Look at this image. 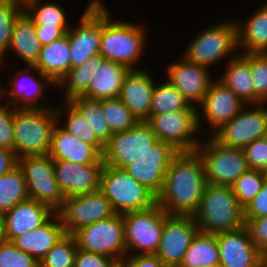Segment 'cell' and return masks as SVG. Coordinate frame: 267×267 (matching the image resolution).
I'll list each match as a JSON object with an SVG mask.
<instances>
[{
  "instance_id": "obj_1",
  "label": "cell",
  "mask_w": 267,
  "mask_h": 267,
  "mask_svg": "<svg viewBox=\"0 0 267 267\" xmlns=\"http://www.w3.org/2000/svg\"><path fill=\"white\" fill-rule=\"evenodd\" d=\"M205 185V169L199 154L179 152L168 166L157 204L168 215L193 216Z\"/></svg>"
},
{
  "instance_id": "obj_2",
  "label": "cell",
  "mask_w": 267,
  "mask_h": 267,
  "mask_svg": "<svg viewBox=\"0 0 267 267\" xmlns=\"http://www.w3.org/2000/svg\"><path fill=\"white\" fill-rule=\"evenodd\" d=\"M199 231L217 234L245 226L244 208L232 186L206 183L200 205L193 215Z\"/></svg>"
},
{
  "instance_id": "obj_3",
  "label": "cell",
  "mask_w": 267,
  "mask_h": 267,
  "mask_svg": "<svg viewBox=\"0 0 267 267\" xmlns=\"http://www.w3.org/2000/svg\"><path fill=\"white\" fill-rule=\"evenodd\" d=\"M43 107L14 109V152L18 158L49 154L52 131L61 113L60 110Z\"/></svg>"
},
{
  "instance_id": "obj_4",
  "label": "cell",
  "mask_w": 267,
  "mask_h": 267,
  "mask_svg": "<svg viewBox=\"0 0 267 267\" xmlns=\"http://www.w3.org/2000/svg\"><path fill=\"white\" fill-rule=\"evenodd\" d=\"M101 3L100 54L109 61L123 64L135 70V61L143 53L145 34L142 27L125 21L113 22Z\"/></svg>"
},
{
  "instance_id": "obj_5",
  "label": "cell",
  "mask_w": 267,
  "mask_h": 267,
  "mask_svg": "<svg viewBox=\"0 0 267 267\" xmlns=\"http://www.w3.org/2000/svg\"><path fill=\"white\" fill-rule=\"evenodd\" d=\"M100 191L110 201L116 214L145 210L157 204V196L150 189L125 170L109 165L102 168Z\"/></svg>"
},
{
  "instance_id": "obj_6",
  "label": "cell",
  "mask_w": 267,
  "mask_h": 267,
  "mask_svg": "<svg viewBox=\"0 0 267 267\" xmlns=\"http://www.w3.org/2000/svg\"><path fill=\"white\" fill-rule=\"evenodd\" d=\"M77 246L92 253L113 258L118 264L127 253L122 214L82 227L74 234ZM123 257V258H122Z\"/></svg>"
},
{
  "instance_id": "obj_7",
  "label": "cell",
  "mask_w": 267,
  "mask_h": 267,
  "mask_svg": "<svg viewBox=\"0 0 267 267\" xmlns=\"http://www.w3.org/2000/svg\"><path fill=\"white\" fill-rule=\"evenodd\" d=\"M18 166L24 174L29 199L37 200L55 212L62 205L64 194L57 184L54 160L49 154L21 156Z\"/></svg>"
},
{
  "instance_id": "obj_8",
  "label": "cell",
  "mask_w": 267,
  "mask_h": 267,
  "mask_svg": "<svg viewBox=\"0 0 267 267\" xmlns=\"http://www.w3.org/2000/svg\"><path fill=\"white\" fill-rule=\"evenodd\" d=\"M195 150L203 161L206 183L232 186L249 170L245 155L240 148L225 147L213 138Z\"/></svg>"
},
{
  "instance_id": "obj_9",
  "label": "cell",
  "mask_w": 267,
  "mask_h": 267,
  "mask_svg": "<svg viewBox=\"0 0 267 267\" xmlns=\"http://www.w3.org/2000/svg\"><path fill=\"white\" fill-rule=\"evenodd\" d=\"M158 141L149 123L138 121L126 131L113 133L105 144L103 163L124 170Z\"/></svg>"
},
{
  "instance_id": "obj_10",
  "label": "cell",
  "mask_w": 267,
  "mask_h": 267,
  "mask_svg": "<svg viewBox=\"0 0 267 267\" xmlns=\"http://www.w3.org/2000/svg\"><path fill=\"white\" fill-rule=\"evenodd\" d=\"M167 213L158 205L122 214L126 250L139 249L137 254H155L164 228Z\"/></svg>"
},
{
  "instance_id": "obj_11",
  "label": "cell",
  "mask_w": 267,
  "mask_h": 267,
  "mask_svg": "<svg viewBox=\"0 0 267 267\" xmlns=\"http://www.w3.org/2000/svg\"><path fill=\"white\" fill-rule=\"evenodd\" d=\"M198 113L197 110H178L150 115L147 122L159 141L170 144L178 152H194L200 145L192 138L195 132L201 130Z\"/></svg>"
},
{
  "instance_id": "obj_12",
  "label": "cell",
  "mask_w": 267,
  "mask_h": 267,
  "mask_svg": "<svg viewBox=\"0 0 267 267\" xmlns=\"http://www.w3.org/2000/svg\"><path fill=\"white\" fill-rule=\"evenodd\" d=\"M55 214L63 224L65 234L73 235L82 227L109 218L115 212L110 201L98 190L75 197L64 196Z\"/></svg>"
},
{
  "instance_id": "obj_13",
  "label": "cell",
  "mask_w": 267,
  "mask_h": 267,
  "mask_svg": "<svg viewBox=\"0 0 267 267\" xmlns=\"http://www.w3.org/2000/svg\"><path fill=\"white\" fill-rule=\"evenodd\" d=\"M236 22L222 23L205 29L190 43L183 57L192 63L210 67L238 49Z\"/></svg>"
},
{
  "instance_id": "obj_14",
  "label": "cell",
  "mask_w": 267,
  "mask_h": 267,
  "mask_svg": "<svg viewBox=\"0 0 267 267\" xmlns=\"http://www.w3.org/2000/svg\"><path fill=\"white\" fill-rule=\"evenodd\" d=\"M263 105L256 104L257 108L248 111L242 109L232 120L222 124L212 138L225 147L240 149L263 138L267 121V109L261 107Z\"/></svg>"
},
{
  "instance_id": "obj_15",
  "label": "cell",
  "mask_w": 267,
  "mask_h": 267,
  "mask_svg": "<svg viewBox=\"0 0 267 267\" xmlns=\"http://www.w3.org/2000/svg\"><path fill=\"white\" fill-rule=\"evenodd\" d=\"M70 42L71 68L100 54L101 1L93 0L84 11L76 30L67 32Z\"/></svg>"
},
{
  "instance_id": "obj_16",
  "label": "cell",
  "mask_w": 267,
  "mask_h": 267,
  "mask_svg": "<svg viewBox=\"0 0 267 267\" xmlns=\"http://www.w3.org/2000/svg\"><path fill=\"white\" fill-rule=\"evenodd\" d=\"M198 231L193 216L167 215L155 255L167 267H178Z\"/></svg>"
},
{
  "instance_id": "obj_17",
  "label": "cell",
  "mask_w": 267,
  "mask_h": 267,
  "mask_svg": "<svg viewBox=\"0 0 267 267\" xmlns=\"http://www.w3.org/2000/svg\"><path fill=\"white\" fill-rule=\"evenodd\" d=\"M170 144L158 141L124 170L158 196L172 159L178 154Z\"/></svg>"
},
{
  "instance_id": "obj_18",
  "label": "cell",
  "mask_w": 267,
  "mask_h": 267,
  "mask_svg": "<svg viewBox=\"0 0 267 267\" xmlns=\"http://www.w3.org/2000/svg\"><path fill=\"white\" fill-rule=\"evenodd\" d=\"M104 163L80 164L54 160V171L64 196L75 197L100 190V175Z\"/></svg>"
},
{
  "instance_id": "obj_19",
  "label": "cell",
  "mask_w": 267,
  "mask_h": 267,
  "mask_svg": "<svg viewBox=\"0 0 267 267\" xmlns=\"http://www.w3.org/2000/svg\"><path fill=\"white\" fill-rule=\"evenodd\" d=\"M216 236L221 267H256L263 256L253 244L246 225Z\"/></svg>"
},
{
  "instance_id": "obj_20",
  "label": "cell",
  "mask_w": 267,
  "mask_h": 267,
  "mask_svg": "<svg viewBox=\"0 0 267 267\" xmlns=\"http://www.w3.org/2000/svg\"><path fill=\"white\" fill-rule=\"evenodd\" d=\"M208 67L187 61L184 57L168 67V82L175 86L188 103L199 105L204 100L211 83Z\"/></svg>"
},
{
  "instance_id": "obj_21",
  "label": "cell",
  "mask_w": 267,
  "mask_h": 267,
  "mask_svg": "<svg viewBox=\"0 0 267 267\" xmlns=\"http://www.w3.org/2000/svg\"><path fill=\"white\" fill-rule=\"evenodd\" d=\"M155 84L144 70H130L122 82L119 99L138 121H147L151 115V102Z\"/></svg>"
},
{
  "instance_id": "obj_22",
  "label": "cell",
  "mask_w": 267,
  "mask_h": 267,
  "mask_svg": "<svg viewBox=\"0 0 267 267\" xmlns=\"http://www.w3.org/2000/svg\"><path fill=\"white\" fill-rule=\"evenodd\" d=\"M201 105L211 128L217 130L232 120L246 104L218 80L211 83Z\"/></svg>"
},
{
  "instance_id": "obj_23",
  "label": "cell",
  "mask_w": 267,
  "mask_h": 267,
  "mask_svg": "<svg viewBox=\"0 0 267 267\" xmlns=\"http://www.w3.org/2000/svg\"><path fill=\"white\" fill-rule=\"evenodd\" d=\"M55 212L37 200L28 199L17 203L12 209L2 214L9 241L45 224Z\"/></svg>"
},
{
  "instance_id": "obj_24",
  "label": "cell",
  "mask_w": 267,
  "mask_h": 267,
  "mask_svg": "<svg viewBox=\"0 0 267 267\" xmlns=\"http://www.w3.org/2000/svg\"><path fill=\"white\" fill-rule=\"evenodd\" d=\"M130 69L120 63L106 60L96 55V70L91 78L89 89L82 95L92 100L118 98L122 82Z\"/></svg>"
},
{
  "instance_id": "obj_25",
  "label": "cell",
  "mask_w": 267,
  "mask_h": 267,
  "mask_svg": "<svg viewBox=\"0 0 267 267\" xmlns=\"http://www.w3.org/2000/svg\"><path fill=\"white\" fill-rule=\"evenodd\" d=\"M55 125L52 131L49 156L53 160L72 161L80 164L103 163L102 154L91 144L79 140Z\"/></svg>"
},
{
  "instance_id": "obj_26",
  "label": "cell",
  "mask_w": 267,
  "mask_h": 267,
  "mask_svg": "<svg viewBox=\"0 0 267 267\" xmlns=\"http://www.w3.org/2000/svg\"><path fill=\"white\" fill-rule=\"evenodd\" d=\"M28 68L36 71L44 81L57 85L71 69L68 34L42 46L36 64Z\"/></svg>"
},
{
  "instance_id": "obj_27",
  "label": "cell",
  "mask_w": 267,
  "mask_h": 267,
  "mask_svg": "<svg viewBox=\"0 0 267 267\" xmlns=\"http://www.w3.org/2000/svg\"><path fill=\"white\" fill-rule=\"evenodd\" d=\"M53 216L43 225L33 230L26 231L15 237L11 242L23 252L41 261L47 252L65 235L63 224L57 215ZM58 221V222H57Z\"/></svg>"
},
{
  "instance_id": "obj_28",
  "label": "cell",
  "mask_w": 267,
  "mask_h": 267,
  "mask_svg": "<svg viewBox=\"0 0 267 267\" xmlns=\"http://www.w3.org/2000/svg\"><path fill=\"white\" fill-rule=\"evenodd\" d=\"M225 73L218 79L245 104L254 105V88L250 67V53L237 55L229 59Z\"/></svg>"
},
{
  "instance_id": "obj_29",
  "label": "cell",
  "mask_w": 267,
  "mask_h": 267,
  "mask_svg": "<svg viewBox=\"0 0 267 267\" xmlns=\"http://www.w3.org/2000/svg\"><path fill=\"white\" fill-rule=\"evenodd\" d=\"M41 48L42 44L37 37L35 24L23 11L13 24L9 49L14 50L27 66H34Z\"/></svg>"
},
{
  "instance_id": "obj_30",
  "label": "cell",
  "mask_w": 267,
  "mask_h": 267,
  "mask_svg": "<svg viewBox=\"0 0 267 267\" xmlns=\"http://www.w3.org/2000/svg\"><path fill=\"white\" fill-rule=\"evenodd\" d=\"M236 24L238 47L245 49V53H267V4L253 13L244 25Z\"/></svg>"
},
{
  "instance_id": "obj_31",
  "label": "cell",
  "mask_w": 267,
  "mask_h": 267,
  "mask_svg": "<svg viewBox=\"0 0 267 267\" xmlns=\"http://www.w3.org/2000/svg\"><path fill=\"white\" fill-rule=\"evenodd\" d=\"M219 261L216 234L198 231L178 267H210Z\"/></svg>"
},
{
  "instance_id": "obj_32",
  "label": "cell",
  "mask_w": 267,
  "mask_h": 267,
  "mask_svg": "<svg viewBox=\"0 0 267 267\" xmlns=\"http://www.w3.org/2000/svg\"><path fill=\"white\" fill-rule=\"evenodd\" d=\"M29 199L27 183L19 166L0 176V214Z\"/></svg>"
},
{
  "instance_id": "obj_33",
  "label": "cell",
  "mask_w": 267,
  "mask_h": 267,
  "mask_svg": "<svg viewBox=\"0 0 267 267\" xmlns=\"http://www.w3.org/2000/svg\"><path fill=\"white\" fill-rule=\"evenodd\" d=\"M69 102L81 113L88 122L96 137L105 145L113 135L103 114L100 100H92L77 96Z\"/></svg>"
},
{
  "instance_id": "obj_34",
  "label": "cell",
  "mask_w": 267,
  "mask_h": 267,
  "mask_svg": "<svg viewBox=\"0 0 267 267\" xmlns=\"http://www.w3.org/2000/svg\"><path fill=\"white\" fill-rule=\"evenodd\" d=\"M178 110H197L191 106L183 94L168 81L155 85L151 102V115L175 112Z\"/></svg>"
},
{
  "instance_id": "obj_35",
  "label": "cell",
  "mask_w": 267,
  "mask_h": 267,
  "mask_svg": "<svg viewBox=\"0 0 267 267\" xmlns=\"http://www.w3.org/2000/svg\"><path fill=\"white\" fill-rule=\"evenodd\" d=\"M96 70V56L82 63L81 65L71 68L67 74L57 84L66 87L65 100L82 96L90 86L91 78Z\"/></svg>"
},
{
  "instance_id": "obj_36",
  "label": "cell",
  "mask_w": 267,
  "mask_h": 267,
  "mask_svg": "<svg viewBox=\"0 0 267 267\" xmlns=\"http://www.w3.org/2000/svg\"><path fill=\"white\" fill-rule=\"evenodd\" d=\"M40 0H27L23 3V11L34 24L45 26H67L66 14L56 3L40 4Z\"/></svg>"
},
{
  "instance_id": "obj_37",
  "label": "cell",
  "mask_w": 267,
  "mask_h": 267,
  "mask_svg": "<svg viewBox=\"0 0 267 267\" xmlns=\"http://www.w3.org/2000/svg\"><path fill=\"white\" fill-rule=\"evenodd\" d=\"M77 251L74 235L65 234L39 262L40 267H74Z\"/></svg>"
},
{
  "instance_id": "obj_38",
  "label": "cell",
  "mask_w": 267,
  "mask_h": 267,
  "mask_svg": "<svg viewBox=\"0 0 267 267\" xmlns=\"http://www.w3.org/2000/svg\"><path fill=\"white\" fill-rule=\"evenodd\" d=\"M100 103L112 133L126 131L138 122L119 98L101 99Z\"/></svg>"
},
{
  "instance_id": "obj_39",
  "label": "cell",
  "mask_w": 267,
  "mask_h": 267,
  "mask_svg": "<svg viewBox=\"0 0 267 267\" xmlns=\"http://www.w3.org/2000/svg\"><path fill=\"white\" fill-rule=\"evenodd\" d=\"M67 103V120L63 129L83 142L93 145L101 154L104 152L105 145L96 137L88 122L81 113L69 102Z\"/></svg>"
},
{
  "instance_id": "obj_40",
  "label": "cell",
  "mask_w": 267,
  "mask_h": 267,
  "mask_svg": "<svg viewBox=\"0 0 267 267\" xmlns=\"http://www.w3.org/2000/svg\"><path fill=\"white\" fill-rule=\"evenodd\" d=\"M22 12V2L17 0H0V61L10 47L13 24Z\"/></svg>"
},
{
  "instance_id": "obj_41",
  "label": "cell",
  "mask_w": 267,
  "mask_h": 267,
  "mask_svg": "<svg viewBox=\"0 0 267 267\" xmlns=\"http://www.w3.org/2000/svg\"><path fill=\"white\" fill-rule=\"evenodd\" d=\"M265 180V173L263 171L249 169L235 181L232 185V189L243 208H245L262 189Z\"/></svg>"
},
{
  "instance_id": "obj_42",
  "label": "cell",
  "mask_w": 267,
  "mask_h": 267,
  "mask_svg": "<svg viewBox=\"0 0 267 267\" xmlns=\"http://www.w3.org/2000/svg\"><path fill=\"white\" fill-rule=\"evenodd\" d=\"M254 105L267 102V53H250Z\"/></svg>"
},
{
  "instance_id": "obj_43",
  "label": "cell",
  "mask_w": 267,
  "mask_h": 267,
  "mask_svg": "<svg viewBox=\"0 0 267 267\" xmlns=\"http://www.w3.org/2000/svg\"><path fill=\"white\" fill-rule=\"evenodd\" d=\"M29 75H31L32 77H30L29 79L31 80V82H34L33 85H35L36 89L34 88V95L33 93H30L29 91H27V89H23L25 90L24 92L20 91V88L18 87L19 84L21 83V80H17V78H12L11 80V85L13 84L14 87H11V90L8 91V94L7 95L8 97L11 96L12 99H10L11 102H17V104L19 103V100L21 97L20 101L22 104L20 107L18 108H23V109H35V108H43V107H38L37 105L38 104H35V103H38V98H41L43 96V92H44V84L42 82H40L38 79H35V77L29 73ZM22 79V78H21ZM21 85V84H20ZM16 87V88H15ZM25 87V85H24ZM28 87V86H27ZM30 88V87H29ZM36 90V91H35ZM27 91V92H26ZM33 91V90H32ZM29 92V93H28Z\"/></svg>"
},
{
  "instance_id": "obj_44",
  "label": "cell",
  "mask_w": 267,
  "mask_h": 267,
  "mask_svg": "<svg viewBox=\"0 0 267 267\" xmlns=\"http://www.w3.org/2000/svg\"><path fill=\"white\" fill-rule=\"evenodd\" d=\"M0 267H40L39 261L11 241L0 244Z\"/></svg>"
},
{
  "instance_id": "obj_45",
  "label": "cell",
  "mask_w": 267,
  "mask_h": 267,
  "mask_svg": "<svg viewBox=\"0 0 267 267\" xmlns=\"http://www.w3.org/2000/svg\"><path fill=\"white\" fill-rule=\"evenodd\" d=\"M242 150L249 169L263 172L267 169V138L256 139Z\"/></svg>"
},
{
  "instance_id": "obj_46",
  "label": "cell",
  "mask_w": 267,
  "mask_h": 267,
  "mask_svg": "<svg viewBox=\"0 0 267 267\" xmlns=\"http://www.w3.org/2000/svg\"><path fill=\"white\" fill-rule=\"evenodd\" d=\"M10 104H0V148L14 152V109H9Z\"/></svg>"
},
{
  "instance_id": "obj_47",
  "label": "cell",
  "mask_w": 267,
  "mask_h": 267,
  "mask_svg": "<svg viewBox=\"0 0 267 267\" xmlns=\"http://www.w3.org/2000/svg\"><path fill=\"white\" fill-rule=\"evenodd\" d=\"M245 225L249 230L253 244L263 255H267V216L245 218Z\"/></svg>"
},
{
  "instance_id": "obj_48",
  "label": "cell",
  "mask_w": 267,
  "mask_h": 267,
  "mask_svg": "<svg viewBox=\"0 0 267 267\" xmlns=\"http://www.w3.org/2000/svg\"><path fill=\"white\" fill-rule=\"evenodd\" d=\"M117 264L111 257L78 248L74 267H115Z\"/></svg>"
},
{
  "instance_id": "obj_49",
  "label": "cell",
  "mask_w": 267,
  "mask_h": 267,
  "mask_svg": "<svg viewBox=\"0 0 267 267\" xmlns=\"http://www.w3.org/2000/svg\"><path fill=\"white\" fill-rule=\"evenodd\" d=\"M267 216V180L253 200L244 208V218H261Z\"/></svg>"
},
{
  "instance_id": "obj_50",
  "label": "cell",
  "mask_w": 267,
  "mask_h": 267,
  "mask_svg": "<svg viewBox=\"0 0 267 267\" xmlns=\"http://www.w3.org/2000/svg\"><path fill=\"white\" fill-rule=\"evenodd\" d=\"M35 27L37 37L42 46L62 38L69 31L68 26H45V24H35Z\"/></svg>"
},
{
  "instance_id": "obj_51",
  "label": "cell",
  "mask_w": 267,
  "mask_h": 267,
  "mask_svg": "<svg viewBox=\"0 0 267 267\" xmlns=\"http://www.w3.org/2000/svg\"><path fill=\"white\" fill-rule=\"evenodd\" d=\"M134 255L122 259L120 264L123 267H167L155 254Z\"/></svg>"
},
{
  "instance_id": "obj_52",
  "label": "cell",
  "mask_w": 267,
  "mask_h": 267,
  "mask_svg": "<svg viewBox=\"0 0 267 267\" xmlns=\"http://www.w3.org/2000/svg\"><path fill=\"white\" fill-rule=\"evenodd\" d=\"M18 166V157L15 152L0 148V176L7 174Z\"/></svg>"
},
{
  "instance_id": "obj_53",
  "label": "cell",
  "mask_w": 267,
  "mask_h": 267,
  "mask_svg": "<svg viewBox=\"0 0 267 267\" xmlns=\"http://www.w3.org/2000/svg\"><path fill=\"white\" fill-rule=\"evenodd\" d=\"M6 226L2 214H0V244L8 242Z\"/></svg>"
},
{
  "instance_id": "obj_54",
  "label": "cell",
  "mask_w": 267,
  "mask_h": 267,
  "mask_svg": "<svg viewBox=\"0 0 267 267\" xmlns=\"http://www.w3.org/2000/svg\"><path fill=\"white\" fill-rule=\"evenodd\" d=\"M256 267H267V255H263L257 263Z\"/></svg>"
},
{
  "instance_id": "obj_55",
  "label": "cell",
  "mask_w": 267,
  "mask_h": 267,
  "mask_svg": "<svg viewBox=\"0 0 267 267\" xmlns=\"http://www.w3.org/2000/svg\"><path fill=\"white\" fill-rule=\"evenodd\" d=\"M265 138H267V121H266V129H265Z\"/></svg>"
},
{
  "instance_id": "obj_56",
  "label": "cell",
  "mask_w": 267,
  "mask_h": 267,
  "mask_svg": "<svg viewBox=\"0 0 267 267\" xmlns=\"http://www.w3.org/2000/svg\"><path fill=\"white\" fill-rule=\"evenodd\" d=\"M264 173H265V178L267 180V169L264 171Z\"/></svg>"
},
{
  "instance_id": "obj_57",
  "label": "cell",
  "mask_w": 267,
  "mask_h": 267,
  "mask_svg": "<svg viewBox=\"0 0 267 267\" xmlns=\"http://www.w3.org/2000/svg\"><path fill=\"white\" fill-rule=\"evenodd\" d=\"M210 267H221V266L219 264H217V265L210 266Z\"/></svg>"
},
{
  "instance_id": "obj_58",
  "label": "cell",
  "mask_w": 267,
  "mask_h": 267,
  "mask_svg": "<svg viewBox=\"0 0 267 267\" xmlns=\"http://www.w3.org/2000/svg\"><path fill=\"white\" fill-rule=\"evenodd\" d=\"M115 267H123V266L119 263Z\"/></svg>"
},
{
  "instance_id": "obj_59",
  "label": "cell",
  "mask_w": 267,
  "mask_h": 267,
  "mask_svg": "<svg viewBox=\"0 0 267 267\" xmlns=\"http://www.w3.org/2000/svg\"><path fill=\"white\" fill-rule=\"evenodd\" d=\"M1 62H2V61H0V66H1ZM1 91H2V92H1ZM2 93H3V90H0V96H1Z\"/></svg>"
},
{
  "instance_id": "obj_60",
  "label": "cell",
  "mask_w": 267,
  "mask_h": 267,
  "mask_svg": "<svg viewBox=\"0 0 267 267\" xmlns=\"http://www.w3.org/2000/svg\"><path fill=\"white\" fill-rule=\"evenodd\" d=\"M17 1H20V2L24 3V2L27 1V0H17Z\"/></svg>"
}]
</instances>
